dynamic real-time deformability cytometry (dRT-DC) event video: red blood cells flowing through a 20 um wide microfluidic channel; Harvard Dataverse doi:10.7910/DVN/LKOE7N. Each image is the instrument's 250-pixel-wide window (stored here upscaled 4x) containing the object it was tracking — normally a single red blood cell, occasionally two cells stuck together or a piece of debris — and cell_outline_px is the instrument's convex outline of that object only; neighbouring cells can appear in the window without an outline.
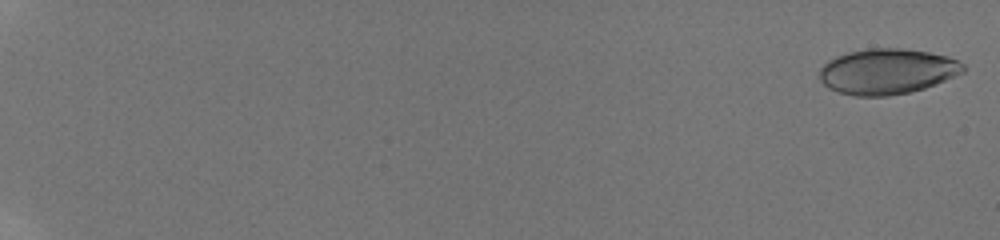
{"species": "human", "species_latin": "Homo sapiens", "temperature_condition": "room temperature", "stored_images_in_passage": 16, "camera_frame_rate_fps": 3000, "um_per_image_px": 0.085, "donor": {"sex": "male"}, "frame": {"image": 1, "passage_image": 3, "time_ms": 0.333, "image_size_px": [1000, 240], "cell_outline_px": [[964, 72], [956, 76], [936, 84], [924, 88], [908, 92], [888, 96], [856, 96], [836, 92], [828, 88], [820, 80], [820, 68], [828, 60], [836, 56], [848, 52], [868, 48], [904, 48], [928, 52], [948, 56], [964, 64]], "centroid_in_image_um": [75.4, 6.07], "position_along_channel_um": 9.6, "area_um2": 38.26}}